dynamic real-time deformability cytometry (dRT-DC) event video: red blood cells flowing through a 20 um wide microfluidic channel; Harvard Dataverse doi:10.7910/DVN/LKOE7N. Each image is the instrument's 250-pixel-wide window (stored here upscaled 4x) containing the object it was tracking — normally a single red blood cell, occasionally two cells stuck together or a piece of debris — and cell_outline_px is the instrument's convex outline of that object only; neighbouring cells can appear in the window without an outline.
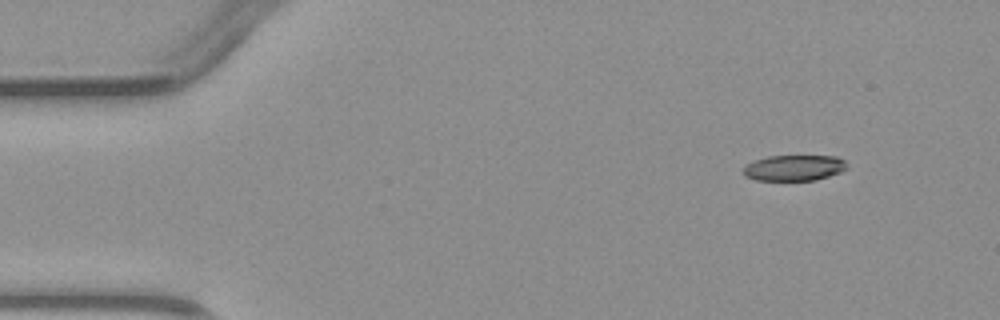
{"species": "common noctule bat (a hibernating species)", "species_latin": "Nyctalus noctula", "temperature_condition": "warm", "stored_images_in_passage": 4, "camera_frame_rate_fps": 3000, "um_per_image_px": 0.085, "animal": {"sex": "male", "body_mass_g": 23.1, "forearm_length_mm": 52.7}, "frame": {"image": 1, "passage_image": 1, "time_ms": 0.0, "image_size_px": [1000, 320], "cell_outline_px": [[848, 168], [840, 172], [816, 180], [756, 180], [744, 176], [744, 164], [768, 156], [836, 156], [844, 160]], "centroid_in_image_um": [67.49, 14.26], "position_along_channel_um": 17.5, "area_um2": 15.55}}
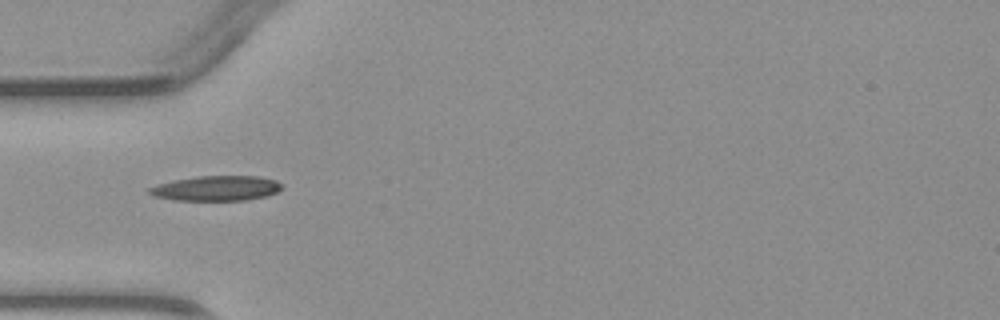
{"frame": {"image": 2, "passage_image": 4, "time_ms": 3.333, "image_size_px": [1000, 320], "cell_outline_px": [[284, 188], [268, 196], [244, 200], [172, 200], [152, 196], [148, 192], [148, 188], [156, 184], [172, 180], [196, 176], [260, 176], [276, 180], [284, 184]], "centroid_in_image_um": [18.39, 16.0], "position_along_channel_um": 66.6, "area_um2": 19.65}}